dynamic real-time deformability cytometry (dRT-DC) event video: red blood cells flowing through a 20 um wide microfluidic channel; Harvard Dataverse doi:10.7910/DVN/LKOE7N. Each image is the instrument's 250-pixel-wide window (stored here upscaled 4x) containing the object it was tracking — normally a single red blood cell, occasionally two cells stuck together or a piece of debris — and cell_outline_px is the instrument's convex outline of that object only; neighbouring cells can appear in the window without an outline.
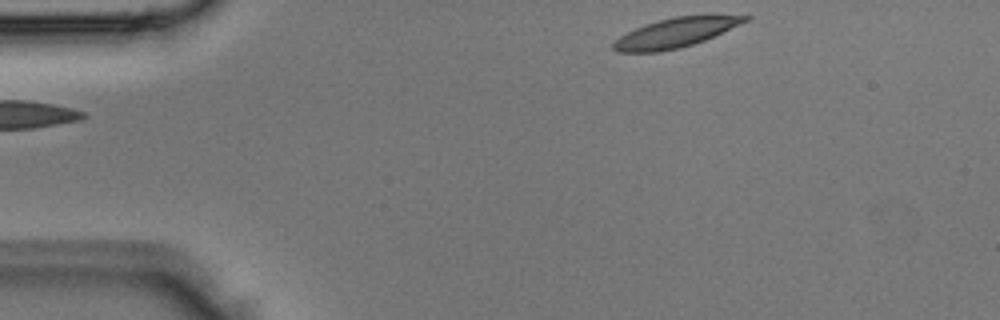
{"species": "Egyptian fruit bat (a non-hibernating species)", "species_latin": "Rousettus aegyptiacus", "temperature_condition": "room temperature", "stored_images_in_passage": 3, "camera_frame_rate_fps": 3000, "um_per_image_px": 0.085, "animal": {"sex": "male"}, "frame": {"image": 1, "passage_image": 3, "time_ms": 0.667, "image_size_px": [1000, 320], "cell_outline_px": [[752, 16], [748, 20], [740, 24], [704, 40], [680, 48], [660, 52], [616, 52], [612, 48], [612, 44], [620, 36], [636, 28], [660, 20], [676, 16]], "centroid_in_image_um": [57.36, 2.81], "position_along_channel_um": 27.6, "area_um2": 21.91}}